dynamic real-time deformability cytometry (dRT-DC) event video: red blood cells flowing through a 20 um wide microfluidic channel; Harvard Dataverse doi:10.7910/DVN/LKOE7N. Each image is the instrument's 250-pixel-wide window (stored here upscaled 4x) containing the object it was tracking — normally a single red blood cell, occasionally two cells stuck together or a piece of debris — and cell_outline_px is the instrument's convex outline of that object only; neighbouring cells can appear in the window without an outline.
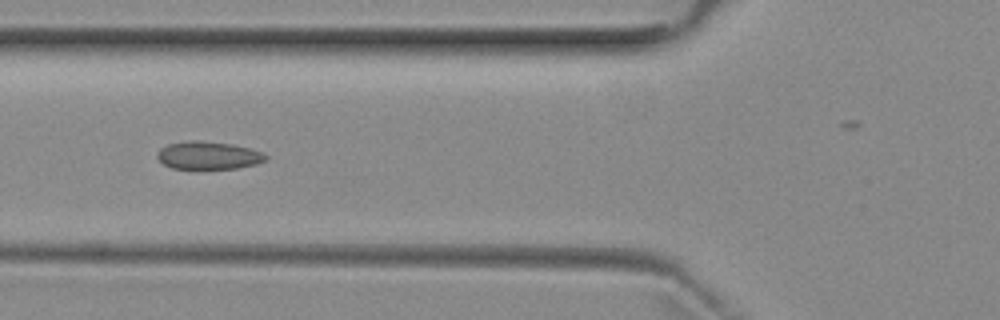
{"species": "common noctule bat (a hibernating species)", "species_latin": "Nyctalus noctula", "temperature_condition": "room temperature", "stored_images_in_passage": 6, "camera_frame_rate_fps": 3000, "um_per_image_px": 0.085, "animal": {"sex": "female", "body_mass_g": 29.2, "forearm_length_mm": 56.3}, "frame": {"image": 1, "passage_image": 5, "time_ms": 4.667, "image_size_px": [1000, 320], "cell_outline_px": [[268, 156], [264, 160], [256, 164], [236, 168], [196, 172], [172, 168], [164, 164], [156, 156], [156, 152], [160, 148], [168, 144], [188, 140], [200, 140], [232, 144], [264, 152]], "centroid_in_image_um": [17.66, 13.25], "position_along_channel_um": 108.1, "area_um2": 18.44}}
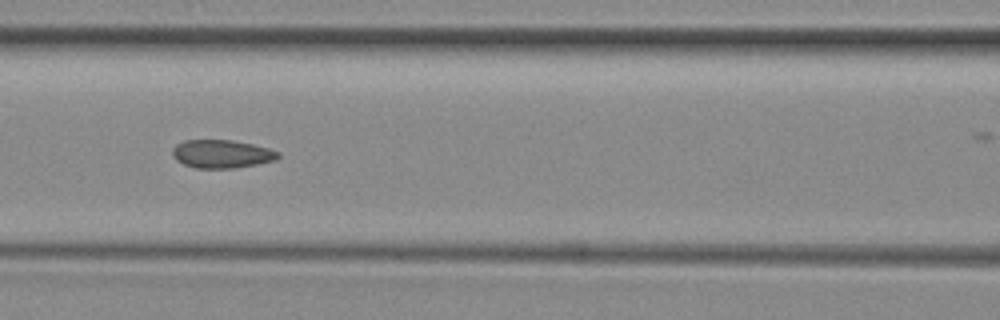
{"frame": {"image": 2, "passage_image": 6, "time_ms": 5.667, "image_size_px": [1000, 320], "cell_outline_px": [[280, 156], [276, 160], [236, 168], [196, 168], [184, 164], [176, 160], [172, 156], [172, 148], [176, 144], [184, 140], [232, 140], [252, 144], [268, 148], [280, 152]], "centroid_in_image_um": [18.84, 13.08], "position_along_channel_um": 147.8, "area_um2": 17.46}}